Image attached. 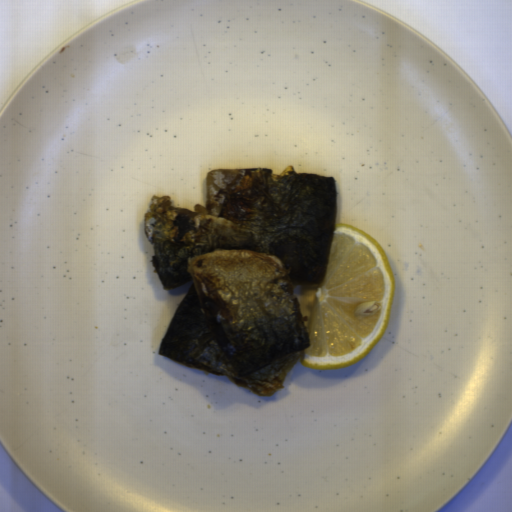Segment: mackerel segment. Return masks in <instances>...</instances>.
Instances as JSON below:
<instances>
[{"mask_svg":"<svg viewBox=\"0 0 512 512\" xmlns=\"http://www.w3.org/2000/svg\"><path fill=\"white\" fill-rule=\"evenodd\" d=\"M207 203L173 207L153 195L144 216L163 289L190 281L158 353L271 397L310 348L295 286H321L337 185L287 165L205 175Z\"/></svg>","mask_w":512,"mask_h":512,"instance_id":"14911b7f","label":"mackerel segment"}]
</instances>
